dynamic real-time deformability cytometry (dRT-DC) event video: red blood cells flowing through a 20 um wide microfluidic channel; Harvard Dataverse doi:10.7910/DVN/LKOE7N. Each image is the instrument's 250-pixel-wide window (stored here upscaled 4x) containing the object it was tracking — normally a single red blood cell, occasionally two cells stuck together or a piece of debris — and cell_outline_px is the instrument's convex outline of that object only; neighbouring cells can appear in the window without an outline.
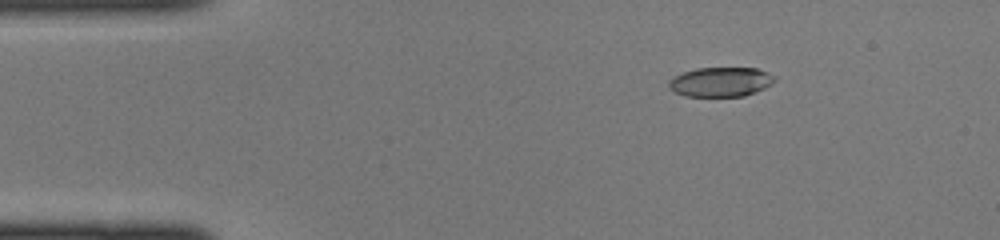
{"species": "common noctule bat (a hibernating species)", "species_latin": "Nyctalus noctula", "temperature_condition": "cold", "stored_images_in_passage": 45, "camera_frame_rate_fps": 3000, "um_per_image_px": 0.085, "animal": {"sex": "female", "body_mass_g": 22.0, "forearm_length_mm": 56.7}, "frame": {"image": 1, "passage_image": 7, "time_ms": 2.0, "image_size_px": [1000, 240], "cell_outline_px": [[776, 80], [764, 88], [744, 96], [684, 96], [668, 88], [668, 80], [684, 72], [696, 68], [756, 68], [776, 76]], "centroid_in_image_um": [61.25, 6.96], "position_along_channel_um": 23.8, "area_um2": 18.09}}
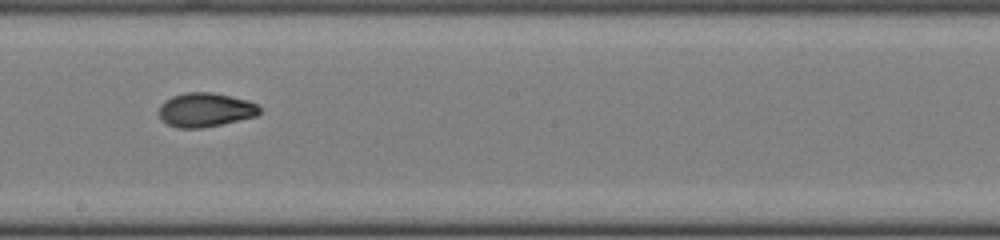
{"frame": {"image": 2, "passage_image": 25, "time_ms": 8.0, "image_size_px": [1000, 240], "cell_outline_px": [[260, 112], [256, 116], [220, 124], [200, 128], [176, 128], [168, 124], [160, 116], [160, 104], [164, 100], [172, 96], [188, 92], [212, 92], [244, 100], [256, 104], [260, 108]], "centroid_in_image_um": [17.42, 9.34], "position_along_channel_um": 230.8, "area_um2": 19.59}}
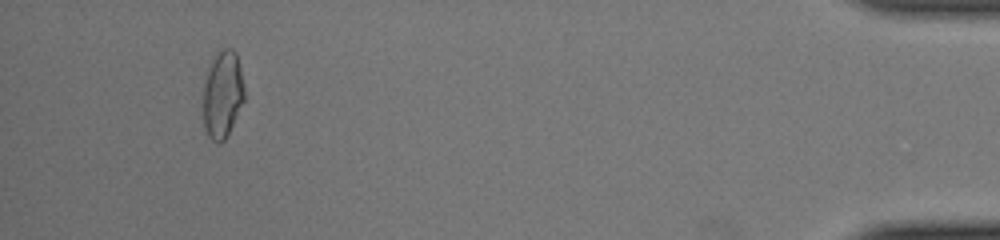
{"frame": {"image": 3, "passage_image": 42, "time_ms": 13.667, "image_size_px": [1000, 240], "cell_outline_px": [[244, 100], [224, 140], [220, 144], [212, 140], [208, 136], [204, 124], [204, 84], [208, 72], [216, 56], [224, 48], [232, 48], [236, 52], [244, 84]], "centroid_in_image_um": [18.94, 8.04], "position_along_channel_um": 416.3, "area_um2": 20.29}}